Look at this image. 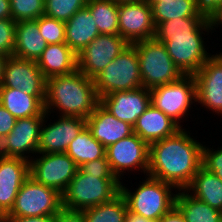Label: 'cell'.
Masks as SVG:
<instances>
[{
    "mask_svg": "<svg viewBox=\"0 0 222 222\" xmlns=\"http://www.w3.org/2000/svg\"><path fill=\"white\" fill-rule=\"evenodd\" d=\"M183 128L150 144L147 176L186 190L202 166L203 145Z\"/></svg>",
    "mask_w": 222,
    "mask_h": 222,
    "instance_id": "6da1fadb",
    "label": "cell"
},
{
    "mask_svg": "<svg viewBox=\"0 0 222 222\" xmlns=\"http://www.w3.org/2000/svg\"><path fill=\"white\" fill-rule=\"evenodd\" d=\"M100 103L94 80L78 69L72 73L46 80L44 110L61 111V116H78L87 119ZM56 107V109H55Z\"/></svg>",
    "mask_w": 222,
    "mask_h": 222,
    "instance_id": "7a4b0ae2",
    "label": "cell"
},
{
    "mask_svg": "<svg viewBox=\"0 0 222 222\" xmlns=\"http://www.w3.org/2000/svg\"><path fill=\"white\" fill-rule=\"evenodd\" d=\"M117 178H99L79 168L62 195V208L82 211L112 200L120 193Z\"/></svg>",
    "mask_w": 222,
    "mask_h": 222,
    "instance_id": "3957f363",
    "label": "cell"
},
{
    "mask_svg": "<svg viewBox=\"0 0 222 222\" xmlns=\"http://www.w3.org/2000/svg\"><path fill=\"white\" fill-rule=\"evenodd\" d=\"M174 188L171 184L149 176L134 193L121 183L120 193L125 198L129 212L158 221L175 206L177 194L171 191Z\"/></svg>",
    "mask_w": 222,
    "mask_h": 222,
    "instance_id": "277c9868",
    "label": "cell"
},
{
    "mask_svg": "<svg viewBox=\"0 0 222 222\" xmlns=\"http://www.w3.org/2000/svg\"><path fill=\"white\" fill-rule=\"evenodd\" d=\"M131 45L139 57L142 87L150 90L174 82L183 76L170 58L164 43L152 38Z\"/></svg>",
    "mask_w": 222,
    "mask_h": 222,
    "instance_id": "5b68a950",
    "label": "cell"
},
{
    "mask_svg": "<svg viewBox=\"0 0 222 222\" xmlns=\"http://www.w3.org/2000/svg\"><path fill=\"white\" fill-rule=\"evenodd\" d=\"M93 80L99 98L142 87L136 49L129 45Z\"/></svg>",
    "mask_w": 222,
    "mask_h": 222,
    "instance_id": "8992f818",
    "label": "cell"
},
{
    "mask_svg": "<svg viewBox=\"0 0 222 222\" xmlns=\"http://www.w3.org/2000/svg\"><path fill=\"white\" fill-rule=\"evenodd\" d=\"M61 209V193L29 176L20 187L8 217L55 216Z\"/></svg>",
    "mask_w": 222,
    "mask_h": 222,
    "instance_id": "52a82bcc",
    "label": "cell"
},
{
    "mask_svg": "<svg viewBox=\"0 0 222 222\" xmlns=\"http://www.w3.org/2000/svg\"><path fill=\"white\" fill-rule=\"evenodd\" d=\"M150 95L151 104L182 127L179 121L197 100L194 75H183L174 82L150 89Z\"/></svg>",
    "mask_w": 222,
    "mask_h": 222,
    "instance_id": "ba28073f",
    "label": "cell"
},
{
    "mask_svg": "<svg viewBox=\"0 0 222 222\" xmlns=\"http://www.w3.org/2000/svg\"><path fill=\"white\" fill-rule=\"evenodd\" d=\"M203 33L154 35L164 43L170 58L183 75H194L211 57L204 46Z\"/></svg>",
    "mask_w": 222,
    "mask_h": 222,
    "instance_id": "9c48e42d",
    "label": "cell"
},
{
    "mask_svg": "<svg viewBox=\"0 0 222 222\" xmlns=\"http://www.w3.org/2000/svg\"><path fill=\"white\" fill-rule=\"evenodd\" d=\"M129 45L120 35L99 34L77 55L78 70L94 79Z\"/></svg>",
    "mask_w": 222,
    "mask_h": 222,
    "instance_id": "30bf717a",
    "label": "cell"
},
{
    "mask_svg": "<svg viewBox=\"0 0 222 222\" xmlns=\"http://www.w3.org/2000/svg\"><path fill=\"white\" fill-rule=\"evenodd\" d=\"M39 154L40 158L29 160V176L62 194L78 170L74 160L66 153Z\"/></svg>",
    "mask_w": 222,
    "mask_h": 222,
    "instance_id": "8fae6325",
    "label": "cell"
},
{
    "mask_svg": "<svg viewBox=\"0 0 222 222\" xmlns=\"http://www.w3.org/2000/svg\"><path fill=\"white\" fill-rule=\"evenodd\" d=\"M150 145L133 133L108 146L105 156L116 178L120 181L125 170L136 169L148 173Z\"/></svg>",
    "mask_w": 222,
    "mask_h": 222,
    "instance_id": "7c38bea8",
    "label": "cell"
},
{
    "mask_svg": "<svg viewBox=\"0 0 222 222\" xmlns=\"http://www.w3.org/2000/svg\"><path fill=\"white\" fill-rule=\"evenodd\" d=\"M46 80L36 61L12 55L5 63L0 87L20 89L26 94L35 96L44 105Z\"/></svg>",
    "mask_w": 222,
    "mask_h": 222,
    "instance_id": "4fadbf2b",
    "label": "cell"
},
{
    "mask_svg": "<svg viewBox=\"0 0 222 222\" xmlns=\"http://www.w3.org/2000/svg\"><path fill=\"white\" fill-rule=\"evenodd\" d=\"M47 115L17 119L11 132L0 141V156L29 161L30 156L25 154L38 153L40 130Z\"/></svg>",
    "mask_w": 222,
    "mask_h": 222,
    "instance_id": "5bb4252c",
    "label": "cell"
},
{
    "mask_svg": "<svg viewBox=\"0 0 222 222\" xmlns=\"http://www.w3.org/2000/svg\"><path fill=\"white\" fill-rule=\"evenodd\" d=\"M119 35L130 45L155 35L152 6L144 0L118 4Z\"/></svg>",
    "mask_w": 222,
    "mask_h": 222,
    "instance_id": "9a60e30c",
    "label": "cell"
},
{
    "mask_svg": "<svg viewBox=\"0 0 222 222\" xmlns=\"http://www.w3.org/2000/svg\"><path fill=\"white\" fill-rule=\"evenodd\" d=\"M196 83V102L209 110L222 114V57H211L194 74Z\"/></svg>",
    "mask_w": 222,
    "mask_h": 222,
    "instance_id": "2e32d148",
    "label": "cell"
},
{
    "mask_svg": "<svg viewBox=\"0 0 222 222\" xmlns=\"http://www.w3.org/2000/svg\"><path fill=\"white\" fill-rule=\"evenodd\" d=\"M100 103L118 120L134 126L151 104L150 90L139 87L123 92H112L100 98Z\"/></svg>",
    "mask_w": 222,
    "mask_h": 222,
    "instance_id": "e0dca14e",
    "label": "cell"
},
{
    "mask_svg": "<svg viewBox=\"0 0 222 222\" xmlns=\"http://www.w3.org/2000/svg\"><path fill=\"white\" fill-rule=\"evenodd\" d=\"M86 126V119L78 116H60L59 120L41 126L38 153H66L71 141Z\"/></svg>",
    "mask_w": 222,
    "mask_h": 222,
    "instance_id": "ac0fdd59",
    "label": "cell"
},
{
    "mask_svg": "<svg viewBox=\"0 0 222 222\" xmlns=\"http://www.w3.org/2000/svg\"><path fill=\"white\" fill-rule=\"evenodd\" d=\"M29 177V161L0 156V212L8 214L23 182Z\"/></svg>",
    "mask_w": 222,
    "mask_h": 222,
    "instance_id": "d6986e66",
    "label": "cell"
},
{
    "mask_svg": "<svg viewBox=\"0 0 222 222\" xmlns=\"http://www.w3.org/2000/svg\"><path fill=\"white\" fill-rule=\"evenodd\" d=\"M86 126L105 148L133 134V126L118 120L101 103L86 119Z\"/></svg>",
    "mask_w": 222,
    "mask_h": 222,
    "instance_id": "ffe728a7",
    "label": "cell"
},
{
    "mask_svg": "<svg viewBox=\"0 0 222 222\" xmlns=\"http://www.w3.org/2000/svg\"><path fill=\"white\" fill-rule=\"evenodd\" d=\"M180 129L181 127L175 121L150 104L146 111L136 120L133 126V133L150 145L153 142L174 135Z\"/></svg>",
    "mask_w": 222,
    "mask_h": 222,
    "instance_id": "44dd1931",
    "label": "cell"
},
{
    "mask_svg": "<svg viewBox=\"0 0 222 222\" xmlns=\"http://www.w3.org/2000/svg\"><path fill=\"white\" fill-rule=\"evenodd\" d=\"M36 64L46 79L78 69L77 54L66 43L48 44Z\"/></svg>",
    "mask_w": 222,
    "mask_h": 222,
    "instance_id": "7402d4cb",
    "label": "cell"
},
{
    "mask_svg": "<svg viewBox=\"0 0 222 222\" xmlns=\"http://www.w3.org/2000/svg\"><path fill=\"white\" fill-rule=\"evenodd\" d=\"M65 43L78 55L99 35L95 20L87 7L78 10L65 22Z\"/></svg>",
    "mask_w": 222,
    "mask_h": 222,
    "instance_id": "603a6c76",
    "label": "cell"
},
{
    "mask_svg": "<svg viewBox=\"0 0 222 222\" xmlns=\"http://www.w3.org/2000/svg\"><path fill=\"white\" fill-rule=\"evenodd\" d=\"M47 45L40 35L37 19L16 22L13 56L37 61Z\"/></svg>",
    "mask_w": 222,
    "mask_h": 222,
    "instance_id": "cb8c5ba5",
    "label": "cell"
},
{
    "mask_svg": "<svg viewBox=\"0 0 222 222\" xmlns=\"http://www.w3.org/2000/svg\"><path fill=\"white\" fill-rule=\"evenodd\" d=\"M0 104L16 119L45 116L44 105L35 97L17 88L0 87Z\"/></svg>",
    "mask_w": 222,
    "mask_h": 222,
    "instance_id": "d4e9b609",
    "label": "cell"
},
{
    "mask_svg": "<svg viewBox=\"0 0 222 222\" xmlns=\"http://www.w3.org/2000/svg\"><path fill=\"white\" fill-rule=\"evenodd\" d=\"M186 190L193 191L192 196L222 211V180L203 166Z\"/></svg>",
    "mask_w": 222,
    "mask_h": 222,
    "instance_id": "484cf974",
    "label": "cell"
},
{
    "mask_svg": "<svg viewBox=\"0 0 222 222\" xmlns=\"http://www.w3.org/2000/svg\"><path fill=\"white\" fill-rule=\"evenodd\" d=\"M175 206L182 213L185 222H221L222 211L195 198L187 190H179Z\"/></svg>",
    "mask_w": 222,
    "mask_h": 222,
    "instance_id": "4316f807",
    "label": "cell"
},
{
    "mask_svg": "<svg viewBox=\"0 0 222 222\" xmlns=\"http://www.w3.org/2000/svg\"><path fill=\"white\" fill-rule=\"evenodd\" d=\"M155 27L162 22L186 18L207 17L199 8L198 0H163L152 5Z\"/></svg>",
    "mask_w": 222,
    "mask_h": 222,
    "instance_id": "83f0119b",
    "label": "cell"
},
{
    "mask_svg": "<svg viewBox=\"0 0 222 222\" xmlns=\"http://www.w3.org/2000/svg\"><path fill=\"white\" fill-rule=\"evenodd\" d=\"M105 151L106 148L92 136L91 131L85 126L71 141L66 154L74 160L79 168L86 162L104 158Z\"/></svg>",
    "mask_w": 222,
    "mask_h": 222,
    "instance_id": "f1b7e54d",
    "label": "cell"
},
{
    "mask_svg": "<svg viewBox=\"0 0 222 222\" xmlns=\"http://www.w3.org/2000/svg\"><path fill=\"white\" fill-rule=\"evenodd\" d=\"M99 34L119 35L118 4L112 0H87Z\"/></svg>",
    "mask_w": 222,
    "mask_h": 222,
    "instance_id": "f546056e",
    "label": "cell"
},
{
    "mask_svg": "<svg viewBox=\"0 0 222 222\" xmlns=\"http://www.w3.org/2000/svg\"><path fill=\"white\" fill-rule=\"evenodd\" d=\"M86 222H125L127 203L121 193L112 200L95 207L82 210Z\"/></svg>",
    "mask_w": 222,
    "mask_h": 222,
    "instance_id": "4dcf8cb0",
    "label": "cell"
},
{
    "mask_svg": "<svg viewBox=\"0 0 222 222\" xmlns=\"http://www.w3.org/2000/svg\"><path fill=\"white\" fill-rule=\"evenodd\" d=\"M210 29L208 17H186L159 23L155 27V35L203 33L211 31Z\"/></svg>",
    "mask_w": 222,
    "mask_h": 222,
    "instance_id": "1f68e13d",
    "label": "cell"
},
{
    "mask_svg": "<svg viewBox=\"0 0 222 222\" xmlns=\"http://www.w3.org/2000/svg\"><path fill=\"white\" fill-rule=\"evenodd\" d=\"M87 0H45L44 15L67 22L78 10L86 7Z\"/></svg>",
    "mask_w": 222,
    "mask_h": 222,
    "instance_id": "d6a6232c",
    "label": "cell"
},
{
    "mask_svg": "<svg viewBox=\"0 0 222 222\" xmlns=\"http://www.w3.org/2000/svg\"><path fill=\"white\" fill-rule=\"evenodd\" d=\"M45 0H10L11 18L15 21L35 20L44 15Z\"/></svg>",
    "mask_w": 222,
    "mask_h": 222,
    "instance_id": "836d02e7",
    "label": "cell"
},
{
    "mask_svg": "<svg viewBox=\"0 0 222 222\" xmlns=\"http://www.w3.org/2000/svg\"><path fill=\"white\" fill-rule=\"evenodd\" d=\"M37 23L40 35L47 44L65 43V22L43 15L37 19Z\"/></svg>",
    "mask_w": 222,
    "mask_h": 222,
    "instance_id": "e575fe53",
    "label": "cell"
},
{
    "mask_svg": "<svg viewBox=\"0 0 222 222\" xmlns=\"http://www.w3.org/2000/svg\"><path fill=\"white\" fill-rule=\"evenodd\" d=\"M16 22L12 18L0 20V55L10 57L15 46Z\"/></svg>",
    "mask_w": 222,
    "mask_h": 222,
    "instance_id": "d590c367",
    "label": "cell"
},
{
    "mask_svg": "<svg viewBox=\"0 0 222 222\" xmlns=\"http://www.w3.org/2000/svg\"><path fill=\"white\" fill-rule=\"evenodd\" d=\"M213 150L203 146L202 166L222 180V147L214 152Z\"/></svg>",
    "mask_w": 222,
    "mask_h": 222,
    "instance_id": "8d00e7d4",
    "label": "cell"
},
{
    "mask_svg": "<svg viewBox=\"0 0 222 222\" xmlns=\"http://www.w3.org/2000/svg\"><path fill=\"white\" fill-rule=\"evenodd\" d=\"M79 169L90 175H99V178H116L110 168L106 156L104 158L86 162L80 166Z\"/></svg>",
    "mask_w": 222,
    "mask_h": 222,
    "instance_id": "74e56055",
    "label": "cell"
},
{
    "mask_svg": "<svg viewBox=\"0 0 222 222\" xmlns=\"http://www.w3.org/2000/svg\"><path fill=\"white\" fill-rule=\"evenodd\" d=\"M16 118L0 104V141L14 128Z\"/></svg>",
    "mask_w": 222,
    "mask_h": 222,
    "instance_id": "f35d334b",
    "label": "cell"
},
{
    "mask_svg": "<svg viewBox=\"0 0 222 222\" xmlns=\"http://www.w3.org/2000/svg\"><path fill=\"white\" fill-rule=\"evenodd\" d=\"M53 222H86L82 211H73L62 208L55 216Z\"/></svg>",
    "mask_w": 222,
    "mask_h": 222,
    "instance_id": "ab89813d",
    "label": "cell"
},
{
    "mask_svg": "<svg viewBox=\"0 0 222 222\" xmlns=\"http://www.w3.org/2000/svg\"><path fill=\"white\" fill-rule=\"evenodd\" d=\"M198 5L207 17L222 5V0H198Z\"/></svg>",
    "mask_w": 222,
    "mask_h": 222,
    "instance_id": "60d3db41",
    "label": "cell"
},
{
    "mask_svg": "<svg viewBox=\"0 0 222 222\" xmlns=\"http://www.w3.org/2000/svg\"><path fill=\"white\" fill-rule=\"evenodd\" d=\"M158 222H185L182 213L174 206L169 212L163 215Z\"/></svg>",
    "mask_w": 222,
    "mask_h": 222,
    "instance_id": "b9f144b4",
    "label": "cell"
},
{
    "mask_svg": "<svg viewBox=\"0 0 222 222\" xmlns=\"http://www.w3.org/2000/svg\"><path fill=\"white\" fill-rule=\"evenodd\" d=\"M54 216L9 217V222H53Z\"/></svg>",
    "mask_w": 222,
    "mask_h": 222,
    "instance_id": "7bdbcfd3",
    "label": "cell"
},
{
    "mask_svg": "<svg viewBox=\"0 0 222 222\" xmlns=\"http://www.w3.org/2000/svg\"><path fill=\"white\" fill-rule=\"evenodd\" d=\"M208 19L210 22L211 30H213L215 26L218 27V25H221L222 24V5L218 7L214 12H212L208 16Z\"/></svg>",
    "mask_w": 222,
    "mask_h": 222,
    "instance_id": "ee69618b",
    "label": "cell"
},
{
    "mask_svg": "<svg viewBox=\"0 0 222 222\" xmlns=\"http://www.w3.org/2000/svg\"><path fill=\"white\" fill-rule=\"evenodd\" d=\"M11 18L10 0H0V20Z\"/></svg>",
    "mask_w": 222,
    "mask_h": 222,
    "instance_id": "f6af8a7d",
    "label": "cell"
},
{
    "mask_svg": "<svg viewBox=\"0 0 222 222\" xmlns=\"http://www.w3.org/2000/svg\"><path fill=\"white\" fill-rule=\"evenodd\" d=\"M125 222H158L156 220H148L138 214H133L128 211Z\"/></svg>",
    "mask_w": 222,
    "mask_h": 222,
    "instance_id": "bcb514c9",
    "label": "cell"
},
{
    "mask_svg": "<svg viewBox=\"0 0 222 222\" xmlns=\"http://www.w3.org/2000/svg\"><path fill=\"white\" fill-rule=\"evenodd\" d=\"M7 58H8L7 56L0 55V83L2 81L4 67H5V63L7 61Z\"/></svg>",
    "mask_w": 222,
    "mask_h": 222,
    "instance_id": "7dc6e473",
    "label": "cell"
},
{
    "mask_svg": "<svg viewBox=\"0 0 222 222\" xmlns=\"http://www.w3.org/2000/svg\"><path fill=\"white\" fill-rule=\"evenodd\" d=\"M0 222H9L8 214L0 212Z\"/></svg>",
    "mask_w": 222,
    "mask_h": 222,
    "instance_id": "c3c4849f",
    "label": "cell"
},
{
    "mask_svg": "<svg viewBox=\"0 0 222 222\" xmlns=\"http://www.w3.org/2000/svg\"><path fill=\"white\" fill-rule=\"evenodd\" d=\"M112 1L116 2L117 4H121V3L136 2L141 0H112Z\"/></svg>",
    "mask_w": 222,
    "mask_h": 222,
    "instance_id": "681fc988",
    "label": "cell"
},
{
    "mask_svg": "<svg viewBox=\"0 0 222 222\" xmlns=\"http://www.w3.org/2000/svg\"><path fill=\"white\" fill-rule=\"evenodd\" d=\"M145 2L149 3L151 6L156 2H161L163 0H144Z\"/></svg>",
    "mask_w": 222,
    "mask_h": 222,
    "instance_id": "f907efd6",
    "label": "cell"
}]
</instances>
